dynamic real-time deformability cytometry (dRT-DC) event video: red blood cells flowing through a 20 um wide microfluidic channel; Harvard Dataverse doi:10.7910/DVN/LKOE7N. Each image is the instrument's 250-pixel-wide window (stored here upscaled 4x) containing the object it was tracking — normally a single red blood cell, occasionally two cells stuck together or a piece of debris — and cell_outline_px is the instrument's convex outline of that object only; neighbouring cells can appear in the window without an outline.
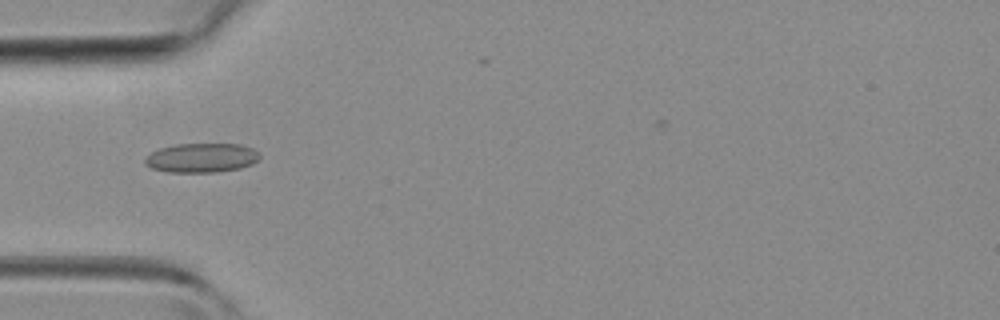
{"species": "common noctule bat (a hibernating species)", "species_latin": "Nyctalus noctula", "temperature_condition": "room temperature", "stored_images_in_passage": 35, "camera_frame_rate_fps": 3000, "um_per_image_px": 0.085, "animal": {"sex": "female", "body_mass_g": 19.3, "forearm_length_mm": 54.1}, "frame": {"image": 1, "passage_image": 3, "time_ms": 0.667, "image_size_px": [1000, 320], "cell_outline_px": [[260, 156], [252, 164], [240, 168], [216, 172], [168, 172], [152, 168], [144, 164], [144, 160], [152, 152], [160, 148], [176, 144], [240, 144], [252, 148], [260, 152]], "centroid_in_image_um": [17.14, 13.41], "position_along_channel_um": 67.9, "area_um2": 19.54}}
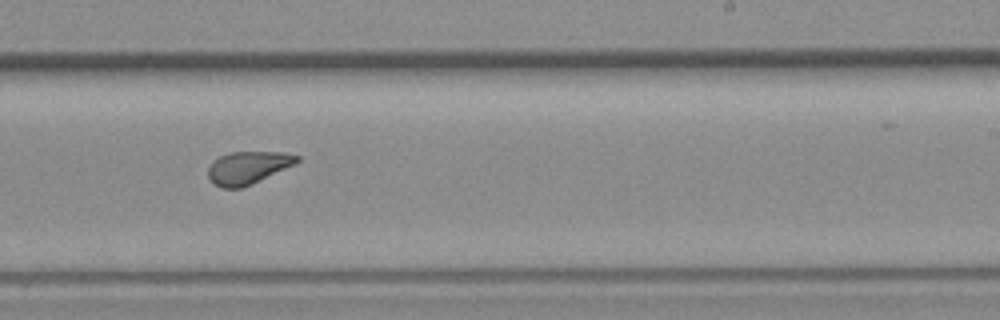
{"frame": {"image": 2, "passage_image": 16, "time_ms": 5.0, "image_size_px": [1000, 320], "cell_outline_px": [[300, 160], [296, 164], [252, 184], [240, 188], [220, 188], [208, 176], [208, 168], [220, 156], [228, 152], [284, 152], [300, 156]], "centroid_in_image_um": [21.12, 14.24], "position_along_channel_um": 267.9, "area_um2": 16.82}}
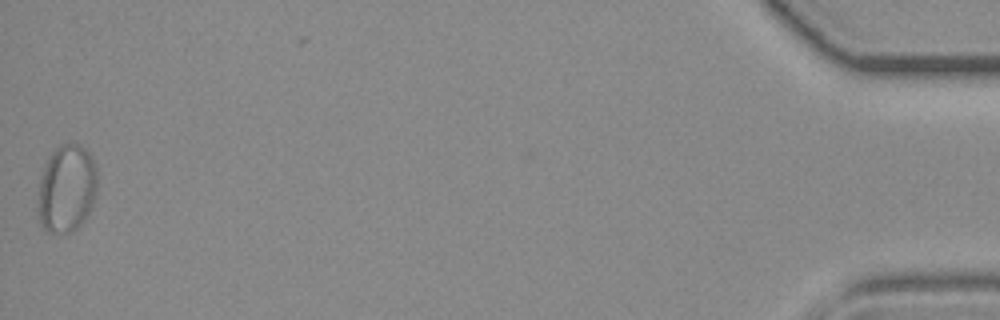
{"frame": {"image": 3, "passage_image": 34, "time_ms": 11.0, "image_size_px": [1000, 320], "cell_outline_px": [[96, 188], [88, 212], [84, 220], [76, 228], [68, 232], [56, 236], [48, 232], [40, 224], [36, 216], [36, 192], [44, 164], [48, 156], [60, 144], [76, 144], [84, 148], [88, 152], [96, 168]], "centroid_in_image_um": [5.57, 16.07], "position_along_channel_um": 429.6, "area_um2": 30.81}}